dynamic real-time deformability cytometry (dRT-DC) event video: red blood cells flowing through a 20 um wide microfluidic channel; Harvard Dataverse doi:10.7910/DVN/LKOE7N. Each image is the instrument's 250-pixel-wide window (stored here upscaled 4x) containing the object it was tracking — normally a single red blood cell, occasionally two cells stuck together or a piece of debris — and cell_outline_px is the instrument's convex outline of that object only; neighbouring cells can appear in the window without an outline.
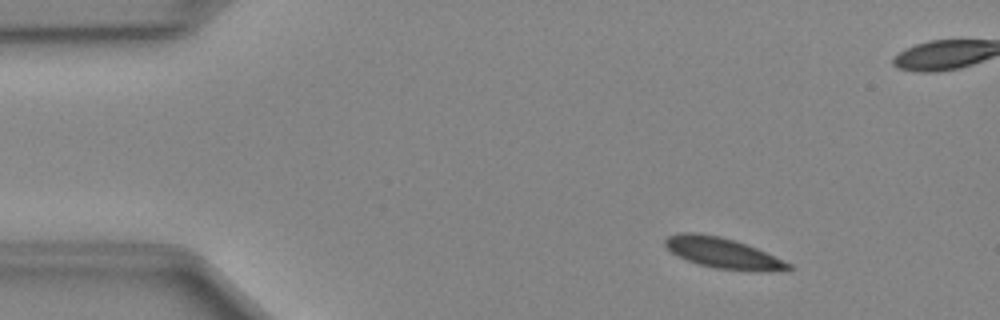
{"species": "Egyptian fruit bat (a non-hibernating species)", "species_latin": "Rousettus aegyptiacus", "temperature_condition": "cold", "stored_images_in_passage": 48, "camera_frame_rate_fps": 3000, "um_per_image_px": 0.085, "animal": {"sex": "female"}, "frame": {"image": 1, "passage_image": 5, "time_ms": 1.333, "image_size_px": [1000, 320], "cell_outline_px": [[796, 268], [788, 272], [752, 272], [716, 268], [700, 264], [676, 256], [664, 244], [664, 240], [668, 236], [680, 232], [696, 232], [720, 236], [736, 240], [756, 248], [792, 264]], "centroid_in_image_um": [61.53, 21.53], "position_along_channel_um": 23.5, "area_um2": 22.48}}
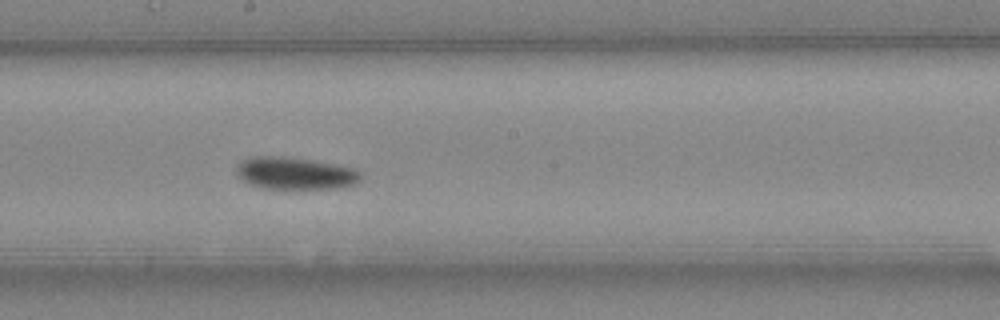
{"frame": {"image": 2, "passage_image": 25, "time_ms": 8.0, "image_size_px": [1000, 320], "cell_outline_px": [[360, 180], [352, 184], [336, 188], [264, 188], [240, 180], [236, 176], [236, 164], [240, 160], [252, 156], [288, 156], [312, 160], [352, 168], [360, 172]], "centroid_in_image_um": [24.98, 14.71], "position_along_channel_um": 223.2, "area_um2": 23.29}}
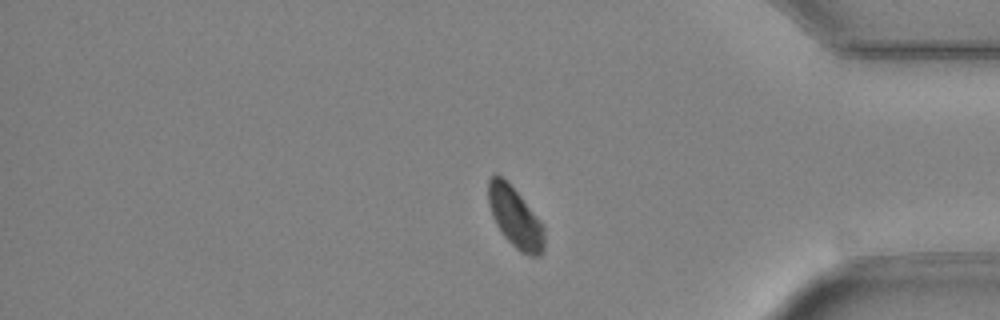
{"frame": {"image": 3, "passage_image": 39, "time_ms": 12.667, "image_size_px": [1000, 320], "cell_outline_px": [[544, 248], [540, 256], [528, 256], [520, 252], [504, 236], [496, 224], [492, 216], [488, 204], [488, 180], [492, 176], [500, 176], [520, 196], [544, 224]], "centroid_in_image_um": [43.81, 18.54], "position_along_channel_um": 391.4, "area_um2": 19.48}}